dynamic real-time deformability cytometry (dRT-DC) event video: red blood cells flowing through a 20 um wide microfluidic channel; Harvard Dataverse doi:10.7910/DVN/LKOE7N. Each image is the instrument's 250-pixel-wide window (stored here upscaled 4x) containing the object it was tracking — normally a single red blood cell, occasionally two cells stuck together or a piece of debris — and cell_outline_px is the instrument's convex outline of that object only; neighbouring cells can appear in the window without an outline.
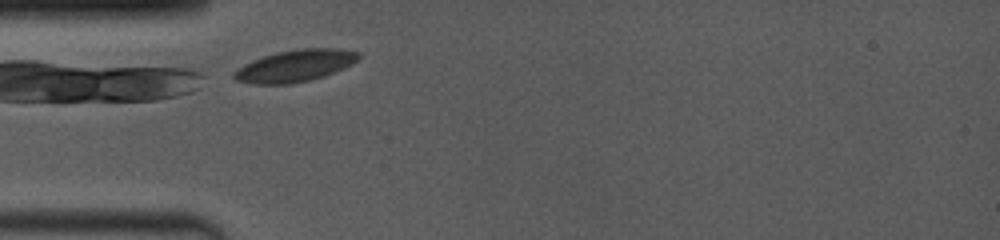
{"species": "common noctule bat (a hibernating species)", "species_latin": "Nyctalus noctula", "temperature_condition": "room temperature", "stored_images_in_passage": 29, "camera_frame_rate_fps": 4000, "um_per_image_px": 0.085, "animal": {"sex": "female", "body_mass_g": 19.0, "forearm_length_mm": 53.3}, "frame": {"image": 1, "passage_image": 1, "time_ms": 0.0, "image_size_px": [1000, 240], "cell_outline_px": [[360, 56], [352, 64], [344, 68], [324, 76], [312, 80], [292, 84], [252, 84], [236, 80], [232, 76], [232, 72], [244, 64], [252, 60], [276, 52], [304, 48], [340, 48], [360, 52]], "centroid_in_image_um": [25.08, 5.6], "position_along_channel_um": 59.9, "area_um2": 23.29}}
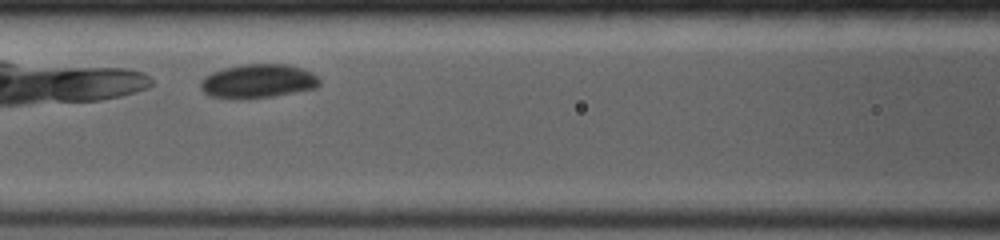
{"frame": {"image": 2, "passage_image": 20, "time_ms": 2.25, "image_size_px": [1000, 240], "cell_outline_px": [[320, 84], [316, 88], [272, 96], [240, 100], [232, 100], [208, 96], [200, 88], [200, 80], [204, 76], [212, 72], [224, 68], [248, 64], [284, 64], [300, 68], [312, 72], [320, 80]], "centroid_in_image_um": [21.87, 6.92], "position_along_channel_um": 144.7, "area_um2": 23.7}}
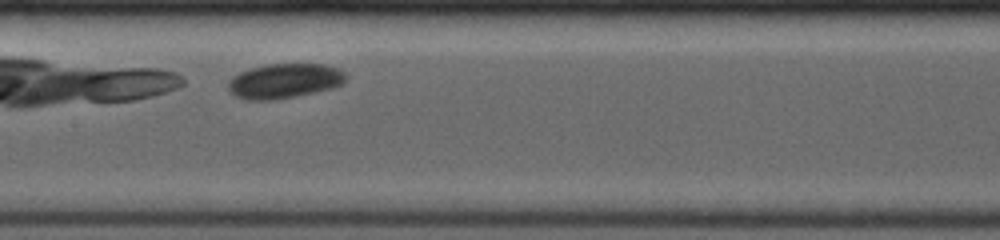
{"frame": {"image": 3, "passage_image": 28, "time_ms": 3.25, "image_size_px": [1000, 240], "cell_outline_px": [[344, 80], [340, 84], [332, 88], [296, 96], [276, 100], [244, 100], [228, 92], [228, 84], [232, 76], [240, 72], [252, 68], [272, 64], [324, 64], [336, 68], [344, 72]], "centroid_in_image_um": [24.12, 6.89], "position_along_channel_um": 183.3, "area_um2": 23.64}}